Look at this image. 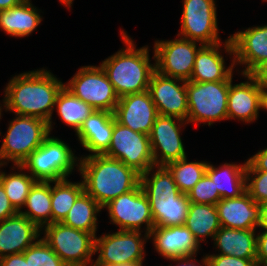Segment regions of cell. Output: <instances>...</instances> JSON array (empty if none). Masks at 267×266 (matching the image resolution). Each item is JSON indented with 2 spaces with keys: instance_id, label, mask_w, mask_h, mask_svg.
<instances>
[{
  "instance_id": "603a6c76",
  "label": "cell",
  "mask_w": 267,
  "mask_h": 266,
  "mask_svg": "<svg viewBox=\"0 0 267 266\" xmlns=\"http://www.w3.org/2000/svg\"><path fill=\"white\" fill-rule=\"evenodd\" d=\"M114 124V113L94 110L76 132L85 150L104 154L110 147Z\"/></svg>"
},
{
  "instance_id": "9c48e42d",
  "label": "cell",
  "mask_w": 267,
  "mask_h": 266,
  "mask_svg": "<svg viewBox=\"0 0 267 266\" xmlns=\"http://www.w3.org/2000/svg\"><path fill=\"white\" fill-rule=\"evenodd\" d=\"M141 231L118 230L112 234L95 237V253L99 254L93 266H114L117 264H143L144 244L149 234Z\"/></svg>"
},
{
  "instance_id": "d4e9b609",
  "label": "cell",
  "mask_w": 267,
  "mask_h": 266,
  "mask_svg": "<svg viewBox=\"0 0 267 266\" xmlns=\"http://www.w3.org/2000/svg\"><path fill=\"white\" fill-rule=\"evenodd\" d=\"M256 229H233L222 227L215 233L214 245L221 255H232L244 259H256Z\"/></svg>"
},
{
  "instance_id": "f6af8a7d",
  "label": "cell",
  "mask_w": 267,
  "mask_h": 266,
  "mask_svg": "<svg viewBox=\"0 0 267 266\" xmlns=\"http://www.w3.org/2000/svg\"><path fill=\"white\" fill-rule=\"evenodd\" d=\"M257 227L267 231V203L260 204L259 224Z\"/></svg>"
},
{
  "instance_id": "52a82bcc",
  "label": "cell",
  "mask_w": 267,
  "mask_h": 266,
  "mask_svg": "<svg viewBox=\"0 0 267 266\" xmlns=\"http://www.w3.org/2000/svg\"><path fill=\"white\" fill-rule=\"evenodd\" d=\"M230 81H186L188 123H205L228 119L227 104Z\"/></svg>"
},
{
  "instance_id": "83f0119b",
  "label": "cell",
  "mask_w": 267,
  "mask_h": 266,
  "mask_svg": "<svg viewBox=\"0 0 267 266\" xmlns=\"http://www.w3.org/2000/svg\"><path fill=\"white\" fill-rule=\"evenodd\" d=\"M184 225L192 232L199 244L205 238H213L221 228L216 205L191 203Z\"/></svg>"
},
{
  "instance_id": "d6a6232c",
  "label": "cell",
  "mask_w": 267,
  "mask_h": 266,
  "mask_svg": "<svg viewBox=\"0 0 267 266\" xmlns=\"http://www.w3.org/2000/svg\"><path fill=\"white\" fill-rule=\"evenodd\" d=\"M15 167L20 170L19 173L6 174L0 171V183L10 203L19 212L25 205L29 191L36 180L28 173H24L25 169L21 165H15Z\"/></svg>"
},
{
  "instance_id": "4fadbf2b",
  "label": "cell",
  "mask_w": 267,
  "mask_h": 266,
  "mask_svg": "<svg viewBox=\"0 0 267 266\" xmlns=\"http://www.w3.org/2000/svg\"><path fill=\"white\" fill-rule=\"evenodd\" d=\"M216 9L215 0H183L181 29L177 35L203 45L221 42Z\"/></svg>"
},
{
  "instance_id": "ba28073f",
  "label": "cell",
  "mask_w": 267,
  "mask_h": 266,
  "mask_svg": "<svg viewBox=\"0 0 267 266\" xmlns=\"http://www.w3.org/2000/svg\"><path fill=\"white\" fill-rule=\"evenodd\" d=\"M41 231L44 232L42 239L67 266H93L96 234L66 226L62 222L46 225Z\"/></svg>"
},
{
  "instance_id": "30bf717a",
  "label": "cell",
  "mask_w": 267,
  "mask_h": 266,
  "mask_svg": "<svg viewBox=\"0 0 267 266\" xmlns=\"http://www.w3.org/2000/svg\"><path fill=\"white\" fill-rule=\"evenodd\" d=\"M65 87L97 111L114 113L119 101L112 83L100 65L81 67Z\"/></svg>"
},
{
  "instance_id": "9a60e30c",
  "label": "cell",
  "mask_w": 267,
  "mask_h": 266,
  "mask_svg": "<svg viewBox=\"0 0 267 266\" xmlns=\"http://www.w3.org/2000/svg\"><path fill=\"white\" fill-rule=\"evenodd\" d=\"M223 47L225 53L232 55L235 66L245 67L241 75L250 74L267 60V25L238 31L225 40Z\"/></svg>"
},
{
  "instance_id": "681fc988",
  "label": "cell",
  "mask_w": 267,
  "mask_h": 266,
  "mask_svg": "<svg viewBox=\"0 0 267 266\" xmlns=\"http://www.w3.org/2000/svg\"><path fill=\"white\" fill-rule=\"evenodd\" d=\"M114 266H143V264H117Z\"/></svg>"
},
{
  "instance_id": "ffe728a7",
  "label": "cell",
  "mask_w": 267,
  "mask_h": 266,
  "mask_svg": "<svg viewBox=\"0 0 267 266\" xmlns=\"http://www.w3.org/2000/svg\"><path fill=\"white\" fill-rule=\"evenodd\" d=\"M41 229L19 212L0 221V258L23 253L39 238Z\"/></svg>"
},
{
  "instance_id": "1f68e13d",
  "label": "cell",
  "mask_w": 267,
  "mask_h": 266,
  "mask_svg": "<svg viewBox=\"0 0 267 266\" xmlns=\"http://www.w3.org/2000/svg\"><path fill=\"white\" fill-rule=\"evenodd\" d=\"M55 107H57L56 112L63 123L75 129V132L79 130L85 119L94 111L89 104L77 98L65 86L57 96Z\"/></svg>"
},
{
  "instance_id": "f1b7e54d",
  "label": "cell",
  "mask_w": 267,
  "mask_h": 266,
  "mask_svg": "<svg viewBox=\"0 0 267 266\" xmlns=\"http://www.w3.org/2000/svg\"><path fill=\"white\" fill-rule=\"evenodd\" d=\"M27 211L19 213L40 229L51 224V181H36L31 187L24 205Z\"/></svg>"
},
{
  "instance_id": "f546056e",
  "label": "cell",
  "mask_w": 267,
  "mask_h": 266,
  "mask_svg": "<svg viewBox=\"0 0 267 266\" xmlns=\"http://www.w3.org/2000/svg\"><path fill=\"white\" fill-rule=\"evenodd\" d=\"M103 208L85 191L77 198L62 223L91 234L97 231V213Z\"/></svg>"
},
{
  "instance_id": "8d00e7d4",
  "label": "cell",
  "mask_w": 267,
  "mask_h": 266,
  "mask_svg": "<svg viewBox=\"0 0 267 266\" xmlns=\"http://www.w3.org/2000/svg\"><path fill=\"white\" fill-rule=\"evenodd\" d=\"M246 191L258 204L267 201V172L246 171Z\"/></svg>"
},
{
  "instance_id": "7dc6e473",
  "label": "cell",
  "mask_w": 267,
  "mask_h": 266,
  "mask_svg": "<svg viewBox=\"0 0 267 266\" xmlns=\"http://www.w3.org/2000/svg\"><path fill=\"white\" fill-rule=\"evenodd\" d=\"M260 109L267 110V87H260Z\"/></svg>"
},
{
  "instance_id": "bcb514c9",
  "label": "cell",
  "mask_w": 267,
  "mask_h": 266,
  "mask_svg": "<svg viewBox=\"0 0 267 266\" xmlns=\"http://www.w3.org/2000/svg\"><path fill=\"white\" fill-rule=\"evenodd\" d=\"M25 0H0V11L22 4Z\"/></svg>"
},
{
  "instance_id": "ac0fdd59",
  "label": "cell",
  "mask_w": 267,
  "mask_h": 266,
  "mask_svg": "<svg viewBox=\"0 0 267 266\" xmlns=\"http://www.w3.org/2000/svg\"><path fill=\"white\" fill-rule=\"evenodd\" d=\"M114 116L121 125L135 132L150 135L158 112L148 90H146L119 98Z\"/></svg>"
},
{
  "instance_id": "4316f807",
  "label": "cell",
  "mask_w": 267,
  "mask_h": 266,
  "mask_svg": "<svg viewBox=\"0 0 267 266\" xmlns=\"http://www.w3.org/2000/svg\"><path fill=\"white\" fill-rule=\"evenodd\" d=\"M246 166L224 163L218 167L208 163L206 174L214 182L222 199L239 197L246 191Z\"/></svg>"
},
{
  "instance_id": "7a4b0ae2",
  "label": "cell",
  "mask_w": 267,
  "mask_h": 266,
  "mask_svg": "<svg viewBox=\"0 0 267 266\" xmlns=\"http://www.w3.org/2000/svg\"><path fill=\"white\" fill-rule=\"evenodd\" d=\"M78 162L77 169L83 178L84 191L102 208L140 184V173L104 154L84 155Z\"/></svg>"
},
{
  "instance_id": "5bb4252c",
  "label": "cell",
  "mask_w": 267,
  "mask_h": 266,
  "mask_svg": "<svg viewBox=\"0 0 267 266\" xmlns=\"http://www.w3.org/2000/svg\"><path fill=\"white\" fill-rule=\"evenodd\" d=\"M104 208L108 210L110 222L119 226V230L141 231L145 224V233L149 234L155 226L150 203L140 184L111 200Z\"/></svg>"
},
{
  "instance_id": "c3c4849f",
  "label": "cell",
  "mask_w": 267,
  "mask_h": 266,
  "mask_svg": "<svg viewBox=\"0 0 267 266\" xmlns=\"http://www.w3.org/2000/svg\"><path fill=\"white\" fill-rule=\"evenodd\" d=\"M60 3H62L63 5H65L66 7H71L73 0H59Z\"/></svg>"
},
{
  "instance_id": "b9f144b4",
  "label": "cell",
  "mask_w": 267,
  "mask_h": 266,
  "mask_svg": "<svg viewBox=\"0 0 267 266\" xmlns=\"http://www.w3.org/2000/svg\"><path fill=\"white\" fill-rule=\"evenodd\" d=\"M0 266H30L23 253L7 255L0 258Z\"/></svg>"
},
{
  "instance_id": "484cf974",
  "label": "cell",
  "mask_w": 267,
  "mask_h": 266,
  "mask_svg": "<svg viewBox=\"0 0 267 266\" xmlns=\"http://www.w3.org/2000/svg\"><path fill=\"white\" fill-rule=\"evenodd\" d=\"M40 10L33 6L31 0L0 11V29L12 37L29 36L42 21Z\"/></svg>"
},
{
  "instance_id": "f35d334b",
  "label": "cell",
  "mask_w": 267,
  "mask_h": 266,
  "mask_svg": "<svg viewBox=\"0 0 267 266\" xmlns=\"http://www.w3.org/2000/svg\"><path fill=\"white\" fill-rule=\"evenodd\" d=\"M246 171L267 172V148L258 151L247 160Z\"/></svg>"
},
{
  "instance_id": "44dd1931",
  "label": "cell",
  "mask_w": 267,
  "mask_h": 266,
  "mask_svg": "<svg viewBox=\"0 0 267 266\" xmlns=\"http://www.w3.org/2000/svg\"><path fill=\"white\" fill-rule=\"evenodd\" d=\"M222 227L233 229H256L259 224L260 204L245 191L235 198L221 199L216 204Z\"/></svg>"
},
{
  "instance_id": "3957f363",
  "label": "cell",
  "mask_w": 267,
  "mask_h": 266,
  "mask_svg": "<svg viewBox=\"0 0 267 266\" xmlns=\"http://www.w3.org/2000/svg\"><path fill=\"white\" fill-rule=\"evenodd\" d=\"M120 33L126 48L100 64L119 98L148 90L151 76L156 71L155 63H150L148 46L136 49L130 36L124 30Z\"/></svg>"
},
{
  "instance_id": "d590c367",
  "label": "cell",
  "mask_w": 267,
  "mask_h": 266,
  "mask_svg": "<svg viewBox=\"0 0 267 266\" xmlns=\"http://www.w3.org/2000/svg\"><path fill=\"white\" fill-rule=\"evenodd\" d=\"M187 198L191 203L208 205H216L222 199L214 182L206 173L187 193Z\"/></svg>"
},
{
  "instance_id": "5b68a950",
  "label": "cell",
  "mask_w": 267,
  "mask_h": 266,
  "mask_svg": "<svg viewBox=\"0 0 267 266\" xmlns=\"http://www.w3.org/2000/svg\"><path fill=\"white\" fill-rule=\"evenodd\" d=\"M77 161L79 157L74 155L69 144L49 135L21 166L29 170L27 172L36 181H59L72 174L74 167L79 166Z\"/></svg>"
},
{
  "instance_id": "7c38bea8",
  "label": "cell",
  "mask_w": 267,
  "mask_h": 266,
  "mask_svg": "<svg viewBox=\"0 0 267 266\" xmlns=\"http://www.w3.org/2000/svg\"><path fill=\"white\" fill-rule=\"evenodd\" d=\"M175 40H157L154 44L156 71L166 77L189 81L198 50L203 44L177 36ZM198 47V48H197Z\"/></svg>"
},
{
  "instance_id": "ab89813d",
  "label": "cell",
  "mask_w": 267,
  "mask_h": 266,
  "mask_svg": "<svg viewBox=\"0 0 267 266\" xmlns=\"http://www.w3.org/2000/svg\"><path fill=\"white\" fill-rule=\"evenodd\" d=\"M18 211L10 203L5 190L0 183V221L16 215Z\"/></svg>"
},
{
  "instance_id": "60d3db41",
  "label": "cell",
  "mask_w": 267,
  "mask_h": 266,
  "mask_svg": "<svg viewBox=\"0 0 267 266\" xmlns=\"http://www.w3.org/2000/svg\"><path fill=\"white\" fill-rule=\"evenodd\" d=\"M257 265L267 264V231L257 234Z\"/></svg>"
},
{
  "instance_id": "ee69618b",
  "label": "cell",
  "mask_w": 267,
  "mask_h": 266,
  "mask_svg": "<svg viewBox=\"0 0 267 266\" xmlns=\"http://www.w3.org/2000/svg\"><path fill=\"white\" fill-rule=\"evenodd\" d=\"M195 257L196 256L184 257V258H178V259H169V261L178 262L176 266H207L205 257L202 258L201 260L203 262L202 265H196L195 262L197 261V259H195Z\"/></svg>"
},
{
  "instance_id": "8992f818",
  "label": "cell",
  "mask_w": 267,
  "mask_h": 266,
  "mask_svg": "<svg viewBox=\"0 0 267 266\" xmlns=\"http://www.w3.org/2000/svg\"><path fill=\"white\" fill-rule=\"evenodd\" d=\"M7 129L0 148V168L9 161L21 165L51 134L48 122L29 116L16 115Z\"/></svg>"
},
{
  "instance_id": "4dcf8cb0",
  "label": "cell",
  "mask_w": 267,
  "mask_h": 266,
  "mask_svg": "<svg viewBox=\"0 0 267 266\" xmlns=\"http://www.w3.org/2000/svg\"><path fill=\"white\" fill-rule=\"evenodd\" d=\"M51 224L62 222L69 210L84 192L83 182H70L67 179L51 181ZM54 183V186H53Z\"/></svg>"
},
{
  "instance_id": "d6986e66",
  "label": "cell",
  "mask_w": 267,
  "mask_h": 266,
  "mask_svg": "<svg viewBox=\"0 0 267 266\" xmlns=\"http://www.w3.org/2000/svg\"><path fill=\"white\" fill-rule=\"evenodd\" d=\"M152 237L155 250L166 260L196 256L201 246L185 225L154 226L149 233Z\"/></svg>"
},
{
  "instance_id": "7402d4cb",
  "label": "cell",
  "mask_w": 267,
  "mask_h": 266,
  "mask_svg": "<svg viewBox=\"0 0 267 266\" xmlns=\"http://www.w3.org/2000/svg\"><path fill=\"white\" fill-rule=\"evenodd\" d=\"M247 81L233 84L230 80L228 92V119H238L245 123L257 120L260 110V86L249 75H243Z\"/></svg>"
},
{
  "instance_id": "cb8c5ba5",
  "label": "cell",
  "mask_w": 267,
  "mask_h": 266,
  "mask_svg": "<svg viewBox=\"0 0 267 266\" xmlns=\"http://www.w3.org/2000/svg\"><path fill=\"white\" fill-rule=\"evenodd\" d=\"M221 44L219 42L213 45H203L198 50L189 81L217 82L230 81L233 78L234 60L229 67L225 66L224 56L219 51Z\"/></svg>"
},
{
  "instance_id": "277c9868",
  "label": "cell",
  "mask_w": 267,
  "mask_h": 266,
  "mask_svg": "<svg viewBox=\"0 0 267 266\" xmlns=\"http://www.w3.org/2000/svg\"><path fill=\"white\" fill-rule=\"evenodd\" d=\"M140 185L150 203L155 226L184 225L190 202L166 166L154 165L141 174Z\"/></svg>"
},
{
  "instance_id": "f907efd6",
  "label": "cell",
  "mask_w": 267,
  "mask_h": 266,
  "mask_svg": "<svg viewBox=\"0 0 267 266\" xmlns=\"http://www.w3.org/2000/svg\"><path fill=\"white\" fill-rule=\"evenodd\" d=\"M1 107H2V104H0V119H1V116H2V113L1 112H2V109H3Z\"/></svg>"
},
{
  "instance_id": "6da1fadb",
  "label": "cell",
  "mask_w": 267,
  "mask_h": 266,
  "mask_svg": "<svg viewBox=\"0 0 267 266\" xmlns=\"http://www.w3.org/2000/svg\"><path fill=\"white\" fill-rule=\"evenodd\" d=\"M65 86L46 69H37L13 76L5 87L3 107L15 115L40 118L53 129L52 113L57 96Z\"/></svg>"
},
{
  "instance_id": "2e32d148",
  "label": "cell",
  "mask_w": 267,
  "mask_h": 266,
  "mask_svg": "<svg viewBox=\"0 0 267 266\" xmlns=\"http://www.w3.org/2000/svg\"><path fill=\"white\" fill-rule=\"evenodd\" d=\"M183 124L185 126L188 122L169 116L156 117L149 135L156 166H166L168 163L187 157L180 136Z\"/></svg>"
},
{
  "instance_id": "e0dca14e",
  "label": "cell",
  "mask_w": 267,
  "mask_h": 266,
  "mask_svg": "<svg viewBox=\"0 0 267 266\" xmlns=\"http://www.w3.org/2000/svg\"><path fill=\"white\" fill-rule=\"evenodd\" d=\"M179 82L182 84L180 83L179 85ZM148 92L156 106L158 115L187 121L188 100L186 81L166 77L155 71L151 76Z\"/></svg>"
},
{
  "instance_id": "8fae6325",
  "label": "cell",
  "mask_w": 267,
  "mask_h": 266,
  "mask_svg": "<svg viewBox=\"0 0 267 266\" xmlns=\"http://www.w3.org/2000/svg\"><path fill=\"white\" fill-rule=\"evenodd\" d=\"M104 155L122 161L140 174L155 165L149 135L121 125L115 116L110 147Z\"/></svg>"
},
{
  "instance_id": "74e56055",
  "label": "cell",
  "mask_w": 267,
  "mask_h": 266,
  "mask_svg": "<svg viewBox=\"0 0 267 266\" xmlns=\"http://www.w3.org/2000/svg\"><path fill=\"white\" fill-rule=\"evenodd\" d=\"M205 259L207 266H257V259H244L232 255L208 254Z\"/></svg>"
},
{
  "instance_id": "7bdbcfd3",
  "label": "cell",
  "mask_w": 267,
  "mask_h": 266,
  "mask_svg": "<svg viewBox=\"0 0 267 266\" xmlns=\"http://www.w3.org/2000/svg\"><path fill=\"white\" fill-rule=\"evenodd\" d=\"M260 87H267V60L249 74Z\"/></svg>"
},
{
  "instance_id": "836d02e7",
  "label": "cell",
  "mask_w": 267,
  "mask_h": 266,
  "mask_svg": "<svg viewBox=\"0 0 267 266\" xmlns=\"http://www.w3.org/2000/svg\"><path fill=\"white\" fill-rule=\"evenodd\" d=\"M208 162H188L187 157L168 163L166 167L172 173L179 191L186 194L205 175Z\"/></svg>"
},
{
  "instance_id": "e575fe53",
  "label": "cell",
  "mask_w": 267,
  "mask_h": 266,
  "mask_svg": "<svg viewBox=\"0 0 267 266\" xmlns=\"http://www.w3.org/2000/svg\"><path fill=\"white\" fill-rule=\"evenodd\" d=\"M30 266H67L51 247L42 239H38L24 252Z\"/></svg>"
}]
</instances>
